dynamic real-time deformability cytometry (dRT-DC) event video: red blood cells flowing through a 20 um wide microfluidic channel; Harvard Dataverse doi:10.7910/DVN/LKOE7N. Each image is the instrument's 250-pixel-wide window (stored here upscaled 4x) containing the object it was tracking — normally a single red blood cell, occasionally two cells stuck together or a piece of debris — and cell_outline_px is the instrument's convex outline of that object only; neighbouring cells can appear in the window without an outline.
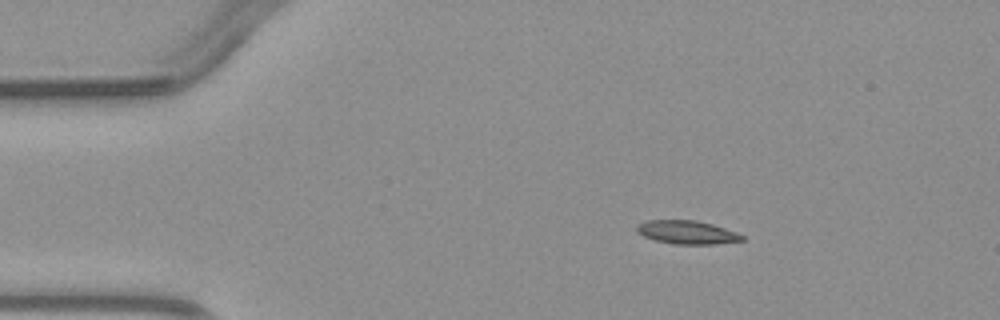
{"species": "common noctule bat (a hibernating species)", "species_latin": "Nyctalus noctula", "temperature_condition": "warm", "stored_images_in_passage": 3, "camera_frame_rate_fps": 3000, "um_per_image_px": 0.085, "animal": {"sex": "male", "body_mass_g": 23.1, "forearm_length_mm": 52.7}, "frame": {"image": 1, "passage_image": 2, "time_ms": 1.0, "image_size_px": [1000, 320], "cell_outline_px": [[744, 240], [716, 244], [676, 244], [656, 240], [644, 236], [636, 232], [636, 224], [644, 220], [696, 220], [712, 224], [736, 232], [744, 236]], "centroid_in_image_um": [58.36, 19.73], "position_along_channel_um": 26.6, "area_um2": 14.39}}